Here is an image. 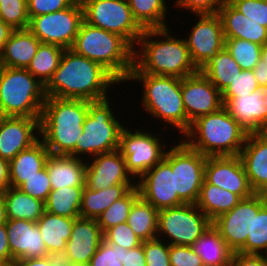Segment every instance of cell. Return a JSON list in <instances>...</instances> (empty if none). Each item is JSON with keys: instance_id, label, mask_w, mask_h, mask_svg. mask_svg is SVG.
Here are the masks:
<instances>
[{"instance_id": "1", "label": "cell", "mask_w": 267, "mask_h": 266, "mask_svg": "<svg viewBox=\"0 0 267 266\" xmlns=\"http://www.w3.org/2000/svg\"><path fill=\"white\" fill-rule=\"evenodd\" d=\"M119 84L121 85L101 64L69 48L65 49L59 67L44 85V92L46 97L84 99L92 102L113 97L112 92L121 88L118 87ZM115 86L117 90L114 89Z\"/></svg>"}, {"instance_id": "2", "label": "cell", "mask_w": 267, "mask_h": 266, "mask_svg": "<svg viewBox=\"0 0 267 266\" xmlns=\"http://www.w3.org/2000/svg\"><path fill=\"white\" fill-rule=\"evenodd\" d=\"M173 33L175 32H172L170 26L144 29L134 47V66L131 71L181 79L198 72L184 34L180 36L176 32L174 36Z\"/></svg>"}, {"instance_id": "3", "label": "cell", "mask_w": 267, "mask_h": 266, "mask_svg": "<svg viewBox=\"0 0 267 266\" xmlns=\"http://www.w3.org/2000/svg\"><path fill=\"white\" fill-rule=\"evenodd\" d=\"M130 81L139 83L138 86H141L139 89L142 90V95L138 99L140 111L147 113L151 119H155V122L156 120L158 123L161 122L166 132L172 131L174 134L178 130L179 137L177 138H181L188 131V118L181 94V78L131 71L124 85L126 86ZM163 125L170 130L167 131L168 128Z\"/></svg>"}, {"instance_id": "4", "label": "cell", "mask_w": 267, "mask_h": 266, "mask_svg": "<svg viewBox=\"0 0 267 266\" xmlns=\"http://www.w3.org/2000/svg\"><path fill=\"white\" fill-rule=\"evenodd\" d=\"M89 101L46 97L40 117V139L50 154L69 155L83 133Z\"/></svg>"}, {"instance_id": "5", "label": "cell", "mask_w": 267, "mask_h": 266, "mask_svg": "<svg viewBox=\"0 0 267 266\" xmlns=\"http://www.w3.org/2000/svg\"><path fill=\"white\" fill-rule=\"evenodd\" d=\"M248 134L223 106L197 118L181 139L206 157L238 156Z\"/></svg>"}, {"instance_id": "6", "label": "cell", "mask_w": 267, "mask_h": 266, "mask_svg": "<svg viewBox=\"0 0 267 266\" xmlns=\"http://www.w3.org/2000/svg\"><path fill=\"white\" fill-rule=\"evenodd\" d=\"M77 54L101 64L122 85L134 66V48L122 37L83 21L71 48Z\"/></svg>"}, {"instance_id": "7", "label": "cell", "mask_w": 267, "mask_h": 266, "mask_svg": "<svg viewBox=\"0 0 267 266\" xmlns=\"http://www.w3.org/2000/svg\"><path fill=\"white\" fill-rule=\"evenodd\" d=\"M113 100L115 101L116 98L109 97L100 101H89L83 133L78 138L76 147L69 154L70 156L88 160L98 154L119 149L120 133L131 121L125 122L126 118L121 121L122 118L116 114L117 111L120 112L121 108L116 109L117 105Z\"/></svg>"}, {"instance_id": "8", "label": "cell", "mask_w": 267, "mask_h": 266, "mask_svg": "<svg viewBox=\"0 0 267 266\" xmlns=\"http://www.w3.org/2000/svg\"><path fill=\"white\" fill-rule=\"evenodd\" d=\"M44 85L26 68L0 66V108L4 116L40 118Z\"/></svg>"}, {"instance_id": "9", "label": "cell", "mask_w": 267, "mask_h": 266, "mask_svg": "<svg viewBox=\"0 0 267 266\" xmlns=\"http://www.w3.org/2000/svg\"><path fill=\"white\" fill-rule=\"evenodd\" d=\"M154 127L155 124L153 126L155 131L152 129L149 131V129L146 130L144 125L140 124L139 127L138 124L136 128L134 125V130L126 125L120 133L118 150L125 159L127 171L136 181L164 158L165 152L169 147V143L167 145V140L164 139L168 137V134L164 137L165 133H162L165 129L159 127L161 128L159 131V128L156 129Z\"/></svg>"}, {"instance_id": "10", "label": "cell", "mask_w": 267, "mask_h": 266, "mask_svg": "<svg viewBox=\"0 0 267 266\" xmlns=\"http://www.w3.org/2000/svg\"><path fill=\"white\" fill-rule=\"evenodd\" d=\"M164 158L174 173L175 191L185 204H196L205 179L207 157L189 147L181 138L167 148Z\"/></svg>"}, {"instance_id": "11", "label": "cell", "mask_w": 267, "mask_h": 266, "mask_svg": "<svg viewBox=\"0 0 267 266\" xmlns=\"http://www.w3.org/2000/svg\"><path fill=\"white\" fill-rule=\"evenodd\" d=\"M84 21L122 36L133 48L144 29L134 19L127 0H84Z\"/></svg>"}, {"instance_id": "12", "label": "cell", "mask_w": 267, "mask_h": 266, "mask_svg": "<svg viewBox=\"0 0 267 266\" xmlns=\"http://www.w3.org/2000/svg\"><path fill=\"white\" fill-rule=\"evenodd\" d=\"M211 224L196 204L164 208L158 213L157 238L169 245L191 246Z\"/></svg>"}, {"instance_id": "13", "label": "cell", "mask_w": 267, "mask_h": 266, "mask_svg": "<svg viewBox=\"0 0 267 266\" xmlns=\"http://www.w3.org/2000/svg\"><path fill=\"white\" fill-rule=\"evenodd\" d=\"M83 21L82 3L74 1L63 10L32 17L28 29L41 43L69 49L72 48Z\"/></svg>"}, {"instance_id": "14", "label": "cell", "mask_w": 267, "mask_h": 266, "mask_svg": "<svg viewBox=\"0 0 267 266\" xmlns=\"http://www.w3.org/2000/svg\"><path fill=\"white\" fill-rule=\"evenodd\" d=\"M266 204L267 200L261 193H254L212 221L233 252H238L246 244L247 237H251L253 213H258Z\"/></svg>"}, {"instance_id": "15", "label": "cell", "mask_w": 267, "mask_h": 266, "mask_svg": "<svg viewBox=\"0 0 267 266\" xmlns=\"http://www.w3.org/2000/svg\"><path fill=\"white\" fill-rule=\"evenodd\" d=\"M190 16L195 18L191 28H189V32L184 31L186 33L184 39L191 59L199 70L209 59L216 56L225 47V37L218 14Z\"/></svg>"}, {"instance_id": "16", "label": "cell", "mask_w": 267, "mask_h": 266, "mask_svg": "<svg viewBox=\"0 0 267 266\" xmlns=\"http://www.w3.org/2000/svg\"><path fill=\"white\" fill-rule=\"evenodd\" d=\"M181 94L188 118V130L197 118L224 106L222 93L200 71L181 79Z\"/></svg>"}, {"instance_id": "17", "label": "cell", "mask_w": 267, "mask_h": 266, "mask_svg": "<svg viewBox=\"0 0 267 266\" xmlns=\"http://www.w3.org/2000/svg\"><path fill=\"white\" fill-rule=\"evenodd\" d=\"M136 186L140 197L157 210L185 204L175 191L174 173L165 158L145 172L136 181Z\"/></svg>"}, {"instance_id": "18", "label": "cell", "mask_w": 267, "mask_h": 266, "mask_svg": "<svg viewBox=\"0 0 267 266\" xmlns=\"http://www.w3.org/2000/svg\"><path fill=\"white\" fill-rule=\"evenodd\" d=\"M205 180L225 191L238 195L241 199L250 197L255 193L250 186L239 155L207 157Z\"/></svg>"}, {"instance_id": "19", "label": "cell", "mask_w": 267, "mask_h": 266, "mask_svg": "<svg viewBox=\"0 0 267 266\" xmlns=\"http://www.w3.org/2000/svg\"><path fill=\"white\" fill-rule=\"evenodd\" d=\"M117 184H136L126 169L119 150L98 154L86 160L85 185L92 190H105Z\"/></svg>"}, {"instance_id": "20", "label": "cell", "mask_w": 267, "mask_h": 266, "mask_svg": "<svg viewBox=\"0 0 267 266\" xmlns=\"http://www.w3.org/2000/svg\"><path fill=\"white\" fill-rule=\"evenodd\" d=\"M40 139V118L5 116L0 122V157L12 160Z\"/></svg>"}, {"instance_id": "21", "label": "cell", "mask_w": 267, "mask_h": 266, "mask_svg": "<svg viewBox=\"0 0 267 266\" xmlns=\"http://www.w3.org/2000/svg\"><path fill=\"white\" fill-rule=\"evenodd\" d=\"M222 102L228 113L249 133L267 129V85L249 95Z\"/></svg>"}, {"instance_id": "22", "label": "cell", "mask_w": 267, "mask_h": 266, "mask_svg": "<svg viewBox=\"0 0 267 266\" xmlns=\"http://www.w3.org/2000/svg\"><path fill=\"white\" fill-rule=\"evenodd\" d=\"M6 230L12 263L19 259L48 256L46 245L36 222L25 219H8Z\"/></svg>"}, {"instance_id": "23", "label": "cell", "mask_w": 267, "mask_h": 266, "mask_svg": "<svg viewBox=\"0 0 267 266\" xmlns=\"http://www.w3.org/2000/svg\"><path fill=\"white\" fill-rule=\"evenodd\" d=\"M103 240V232L97 219L76 218L73 222L70 239L66 242L70 263L89 264L91 257Z\"/></svg>"}, {"instance_id": "24", "label": "cell", "mask_w": 267, "mask_h": 266, "mask_svg": "<svg viewBox=\"0 0 267 266\" xmlns=\"http://www.w3.org/2000/svg\"><path fill=\"white\" fill-rule=\"evenodd\" d=\"M239 156L251 188L262 193L267 188V134L249 133Z\"/></svg>"}, {"instance_id": "25", "label": "cell", "mask_w": 267, "mask_h": 266, "mask_svg": "<svg viewBox=\"0 0 267 266\" xmlns=\"http://www.w3.org/2000/svg\"><path fill=\"white\" fill-rule=\"evenodd\" d=\"M217 14L222 22L225 39H243L261 46L266 43L267 28L240 13L227 0Z\"/></svg>"}, {"instance_id": "26", "label": "cell", "mask_w": 267, "mask_h": 266, "mask_svg": "<svg viewBox=\"0 0 267 266\" xmlns=\"http://www.w3.org/2000/svg\"><path fill=\"white\" fill-rule=\"evenodd\" d=\"M52 190L85 187L86 160L70 155L50 154L45 163Z\"/></svg>"}, {"instance_id": "27", "label": "cell", "mask_w": 267, "mask_h": 266, "mask_svg": "<svg viewBox=\"0 0 267 266\" xmlns=\"http://www.w3.org/2000/svg\"><path fill=\"white\" fill-rule=\"evenodd\" d=\"M49 155L50 152L41 139L19 152L9 161L10 187L19 188L28 178L41 171Z\"/></svg>"}, {"instance_id": "28", "label": "cell", "mask_w": 267, "mask_h": 266, "mask_svg": "<svg viewBox=\"0 0 267 266\" xmlns=\"http://www.w3.org/2000/svg\"><path fill=\"white\" fill-rule=\"evenodd\" d=\"M40 43L28 28L13 30L0 53V66L27 68Z\"/></svg>"}, {"instance_id": "29", "label": "cell", "mask_w": 267, "mask_h": 266, "mask_svg": "<svg viewBox=\"0 0 267 266\" xmlns=\"http://www.w3.org/2000/svg\"><path fill=\"white\" fill-rule=\"evenodd\" d=\"M136 184H117L103 190L83 188L80 217L98 219L115 201L124 197Z\"/></svg>"}, {"instance_id": "30", "label": "cell", "mask_w": 267, "mask_h": 266, "mask_svg": "<svg viewBox=\"0 0 267 266\" xmlns=\"http://www.w3.org/2000/svg\"><path fill=\"white\" fill-rule=\"evenodd\" d=\"M191 247L204 266H229L234 253L212 224Z\"/></svg>"}, {"instance_id": "31", "label": "cell", "mask_w": 267, "mask_h": 266, "mask_svg": "<svg viewBox=\"0 0 267 266\" xmlns=\"http://www.w3.org/2000/svg\"><path fill=\"white\" fill-rule=\"evenodd\" d=\"M240 200L238 195L210 184L204 179L196 206L213 221L232 210Z\"/></svg>"}, {"instance_id": "32", "label": "cell", "mask_w": 267, "mask_h": 266, "mask_svg": "<svg viewBox=\"0 0 267 266\" xmlns=\"http://www.w3.org/2000/svg\"><path fill=\"white\" fill-rule=\"evenodd\" d=\"M75 219L55 215L45 211L36 222L48 253L66 249Z\"/></svg>"}, {"instance_id": "33", "label": "cell", "mask_w": 267, "mask_h": 266, "mask_svg": "<svg viewBox=\"0 0 267 266\" xmlns=\"http://www.w3.org/2000/svg\"><path fill=\"white\" fill-rule=\"evenodd\" d=\"M8 219L37 222L45 212L43 201L33 198L19 188L9 187L2 193Z\"/></svg>"}, {"instance_id": "34", "label": "cell", "mask_w": 267, "mask_h": 266, "mask_svg": "<svg viewBox=\"0 0 267 266\" xmlns=\"http://www.w3.org/2000/svg\"><path fill=\"white\" fill-rule=\"evenodd\" d=\"M134 19L143 29L165 28L171 26L168 22V0H127ZM169 13V14H168ZM168 16V17H167Z\"/></svg>"}, {"instance_id": "35", "label": "cell", "mask_w": 267, "mask_h": 266, "mask_svg": "<svg viewBox=\"0 0 267 266\" xmlns=\"http://www.w3.org/2000/svg\"><path fill=\"white\" fill-rule=\"evenodd\" d=\"M241 70L225 47L199 69L221 93L241 73Z\"/></svg>"}, {"instance_id": "36", "label": "cell", "mask_w": 267, "mask_h": 266, "mask_svg": "<svg viewBox=\"0 0 267 266\" xmlns=\"http://www.w3.org/2000/svg\"><path fill=\"white\" fill-rule=\"evenodd\" d=\"M158 213L159 210L140 197L133 204L126 223L142 241L155 239L158 230Z\"/></svg>"}, {"instance_id": "37", "label": "cell", "mask_w": 267, "mask_h": 266, "mask_svg": "<svg viewBox=\"0 0 267 266\" xmlns=\"http://www.w3.org/2000/svg\"><path fill=\"white\" fill-rule=\"evenodd\" d=\"M83 188L65 187L51 190L44 202L45 211L67 218H79Z\"/></svg>"}, {"instance_id": "38", "label": "cell", "mask_w": 267, "mask_h": 266, "mask_svg": "<svg viewBox=\"0 0 267 266\" xmlns=\"http://www.w3.org/2000/svg\"><path fill=\"white\" fill-rule=\"evenodd\" d=\"M64 51L65 49L62 47L48 43H40L35 56L26 69L45 85L59 67Z\"/></svg>"}, {"instance_id": "39", "label": "cell", "mask_w": 267, "mask_h": 266, "mask_svg": "<svg viewBox=\"0 0 267 266\" xmlns=\"http://www.w3.org/2000/svg\"><path fill=\"white\" fill-rule=\"evenodd\" d=\"M140 198L138 187L132 188L124 197L115 201L97 219L104 233L107 229L120 223H126L133 204Z\"/></svg>"}, {"instance_id": "40", "label": "cell", "mask_w": 267, "mask_h": 266, "mask_svg": "<svg viewBox=\"0 0 267 266\" xmlns=\"http://www.w3.org/2000/svg\"><path fill=\"white\" fill-rule=\"evenodd\" d=\"M225 48L242 70H252L259 62L262 46L243 39H225Z\"/></svg>"}, {"instance_id": "41", "label": "cell", "mask_w": 267, "mask_h": 266, "mask_svg": "<svg viewBox=\"0 0 267 266\" xmlns=\"http://www.w3.org/2000/svg\"><path fill=\"white\" fill-rule=\"evenodd\" d=\"M238 252L267 255V204L253 213L251 237H247L246 244Z\"/></svg>"}, {"instance_id": "42", "label": "cell", "mask_w": 267, "mask_h": 266, "mask_svg": "<svg viewBox=\"0 0 267 266\" xmlns=\"http://www.w3.org/2000/svg\"><path fill=\"white\" fill-rule=\"evenodd\" d=\"M0 19L12 29H27L29 16L27 0H0Z\"/></svg>"}, {"instance_id": "43", "label": "cell", "mask_w": 267, "mask_h": 266, "mask_svg": "<svg viewBox=\"0 0 267 266\" xmlns=\"http://www.w3.org/2000/svg\"><path fill=\"white\" fill-rule=\"evenodd\" d=\"M259 89V85L252 70H241V73L222 92V101H230L232 98L249 95Z\"/></svg>"}, {"instance_id": "44", "label": "cell", "mask_w": 267, "mask_h": 266, "mask_svg": "<svg viewBox=\"0 0 267 266\" xmlns=\"http://www.w3.org/2000/svg\"><path fill=\"white\" fill-rule=\"evenodd\" d=\"M103 238L107 243L117 244L125 249L135 248L143 242L127 223L110 227L103 233Z\"/></svg>"}, {"instance_id": "45", "label": "cell", "mask_w": 267, "mask_h": 266, "mask_svg": "<svg viewBox=\"0 0 267 266\" xmlns=\"http://www.w3.org/2000/svg\"><path fill=\"white\" fill-rule=\"evenodd\" d=\"M146 266H171L169 244L159 238L143 241Z\"/></svg>"}, {"instance_id": "46", "label": "cell", "mask_w": 267, "mask_h": 266, "mask_svg": "<svg viewBox=\"0 0 267 266\" xmlns=\"http://www.w3.org/2000/svg\"><path fill=\"white\" fill-rule=\"evenodd\" d=\"M235 9L267 28V0H227Z\"/></svg>"}, {"instance_id": "47", "label": "cell", "mask_w": 267, "mask_h": 266, "mask_svg": "<svg viewBox=\"0 0 267 266\" xmlns=\"http://www.w3.org/2000/svg\"><path fill=\"white\" fill-rule=\"evenodd\" d=\"M19 189L29 196L45 202L52 190L46 167L37 172V174L28 178V180L22 184Z\"/></svg>"}, {"instance_id": "48", "label": "cell", "mask_w": 267, "mask_h": 266, "mask_svg": "<svg viewBox=\"0 0 267 266\" xmlns=\"http://www.w3.org/2000/svg\"><path fill=\"white\" fill-rule=\"evenodd\" d=\"M123 248L117 244L102 241L89 261V266H123Z\"/></svg>"}, {"instance_id": "49", "label": "cell", "mask_w": 267, "mask_h": 266, "mask_svg": "<svg viewBox=\"0 0 267 266\" xmlns=\"http://www.w3.org/2000/svg\"><path fill=\"white\" fill-rule=\"evenodd\" d=\"M226 0H172L174 9H179L181 13L186 10L188 14L201 15V14H217L220 7ZM174 2V3H173ZM176 6V7H175Z\"/></svg>"}, {"instance_id": "50", "label": "cell", "mask_w": 267, "mask_h": 266, "mask_svg": "<svg viewBox=\"0 0 267 266\" xmlns=\"http://www.w3.org/2000/svg\"><path fill=\"white\" fill-rule=\"evenodd\" d=\"M169 258L171 266H204L191 246L169 245Z\"/></svg>"}, {"instance_id": "51", "label": "cell", "mask_w": 267, "mask_h": 266, "mask_svg": "<svg viewBox=\"0 0 267 266\" xmlns=\"http://www.w3.org/2000/svg\"><path fill=\"white\" fill-rule=\"evenodd\" d=\"M74 0H27L29 19L68 8Z\"/></svg>"}, {"instance_id": "52", "label": "cell", "mask_w": 267, "mask_h": 266, "mask_svg": "<svg viewBox=\"0 0 267 266\" xmlns=\"http://www.w3.org/2000/svg\"><path fill=\"white\" fill-rule=\"evenodd\" d=\"M229 266H267V255L234 252Z\"/></svg>"}, {"instance_id": "53", "label": "cell", "mask_w": 267, "mask_h": 266, "mask_svg": "<svg viewBox=\"0 0 267 266\" xmlns=\"http://www.w3.org/2000/svg\"><path fill=\"white\" fill-rule=\"evenodd\" d=\"M120 261L123 266H146L143 242L141 245L132 249L123 248V256Z\"/></svg>"}, {"instance_id": "54", "label": "cell", "mask_w": 267, "mask_h": 266, "mask_svg": "<svg viewBox=\"0 0 267 266\" xmlns=\"http://www.w3.org/2000/svg\"><path fill=\"white\" fill-rule=\"evenodd\" d=\"M12 265V256L8 242L6 224L0 225V266Z\"/></svg>"}, {"instance_id": "55", "label": "cell", "mask_w": 267, "mask_h": 266, "mask_svg": "<svg viewBox=\"0 0 267 266\" xmlns=\"http://www.w3.org/2000/svg\"><path fill=\"white\" fill-rule=\"evenodd\" d=\"M51 266H70V260L66 249L48 253Z\"/></svg>"}, {"instance_id": "56", "label": "cell", "mask_w": 267, "mask_h": 266, "mask_svg": "<svg viewBox=\"0 0 267 266\" xmlns=\"http://www.w3.org/2000/svg\"><path fill=\"white\" fill-rule=\"evenodd\" d=\"M10 187L9 161L0 157V193Z\"/></svg>"}, {"instance_id": "57", "label": "cell", "mask_w": 267, "mask_h": 266, "mask_svg": "<svg viewBox=\"0 0 267 266\" xmlns=\"http://www.w3.org/2000/svg\"><path fill=\"white\" fill-rule=\"evenodd\" d=\"M259 87L267 85V64L263 60L259 62L252 69Z\"/></svg>"}, {"instance_id": "58", "label": "cell", "mask_w": 267, "mask_h": 266, "mask_svg": "<svg viewBox=\"0 0 267 266\" xmlns=\"http://www.w3.org/2000/svg\"><path fill=\"white\" fill-rule=\"evenodd\" d=\"M12 266H51L48 256L42 258L19 259Z\"/></svg>"}, {"instance_id": "59", "label": "cell", "mask_w": 267, "mask_h": 266, "mask_svg": "<svg viewBox=\"0 0 267 266\" xmlns=\"http://www.w3.org/2000/svg\"><path fill=\"white\" fill-rule=\"evenodd\" d=\"M13 30L14 29H12L9 25H7L3 20L0 19V53L3 50L4 45L9 39Z\"/></svg>"}, {"instance_id": "60", "label": "cell", "mask_w": 267, "mask_h": 266, "mask_svg": "<svg viewBox=\"0 0 267 266\" xmlns=\"http://www.w3.org/2000/svg\"><path fill=\"white\" fill-rule=\"evenodd\" d=\"M8 218L2 193H0V225L6 224Z\"/></svg>"}, {"instance_id": "61", "label": "cell", "mask_w": 267, "mask_h": 266, "mask_svg": "<svg viewBox=\"0 0 267 266\" xmlns=\"http://www.w3.org/2000/svg\"><path fill=\"white\" fill-rule=\"evenodd\" d=\"M260 59L267 64V43L262 46Z\"/></svg>"}, {"instance_id": "62", "label": "cell", "mask_w": 267, "mask_h": 266, "mask_svg": "<svg viewBox=\"0 0 267 266\" xmlns=\"http://www.w3.org/2000/svg\"><path fill=\"white\" fill-rule=\"evenodd\" d=\"M70 266H89V264H83V263H78V264H70Z\"/></svg>"}, {"instance_id": "63", "label": "cell", "mask_w": 267, "mask_h": 266, "mask_svg": "<svg viewBox=\"0 0 267 266\" xmlns=\"http://www.w3.org/2000/svg\"><path fill=\"white\" fill-rule=\"evenodd\" d=\"M261 195L267 200V188L261 193Z\"/></svg>"}, {"instance_id": "64", "label": "cell", "mask_w": 267, "mask_h": 266, "mask_svg": "<svg viewBox=\"0 0 267 266\" xmlns=\"http://www.w3.org/2000/svg\"><path fill=\"white\" fill-rule=\"evenodd\" d=\"M5 116H4V114L2 113V110H1V108H0V122H1V120L4 118Z\"/></svg>"}, {"instance_id": "65", "label": "cell", "mask_w": 267, "mask_h": 266, "mask_svg": "<svg viewBox=\"0 0 267 266\" xmlns=\"http://www.w3.org/2000/svg\"><path fill=\"white\" fill-rule=\"evenodd\" d=\"M74 1L75 2H81L82 3L84 0H74Z\"/></svg>"}]
</instances>
